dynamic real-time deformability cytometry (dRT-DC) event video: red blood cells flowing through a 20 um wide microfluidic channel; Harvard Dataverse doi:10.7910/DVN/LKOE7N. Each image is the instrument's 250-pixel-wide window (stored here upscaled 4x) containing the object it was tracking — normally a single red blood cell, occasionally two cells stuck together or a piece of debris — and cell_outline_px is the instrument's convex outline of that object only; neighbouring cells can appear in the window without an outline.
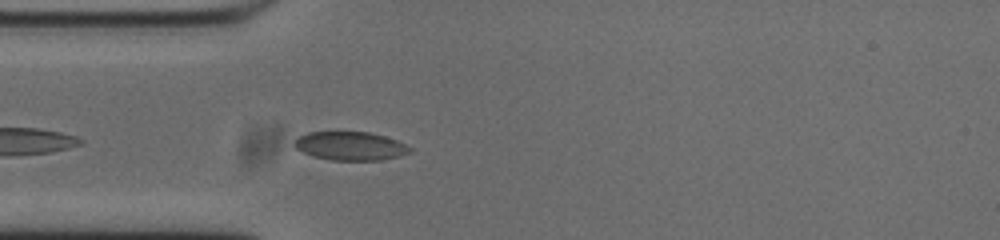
{"species": "common noctule bat (a hibernating species)", "species_latin": "Nyctalus noctula", "temperature_condition": "cold", "stored_images_in_passage": 8, "camera_frame_rate_fps": 3000, "um_per_image_px": 0.085, "animal": {"sex": "male", "body_mass_g": 20.0, "forearm_length_mm": 53.3}, "frame": {"image": 1, "passage_image": 4, "time_ms": 1.0, "image_size_px": [1000, 240], "cell_outline_px": [[412, 152], [380, 160], [332, 160], [312, 156], [296, 148], [292, 144], [300, 136], [308, 132], [368, 132], [384, 136], [396, 140], [412, 148]], "centroid_in_image_um": [29.77, 12.41], "position_along_channel_um": 55.2, "area_um2": 19.02}}